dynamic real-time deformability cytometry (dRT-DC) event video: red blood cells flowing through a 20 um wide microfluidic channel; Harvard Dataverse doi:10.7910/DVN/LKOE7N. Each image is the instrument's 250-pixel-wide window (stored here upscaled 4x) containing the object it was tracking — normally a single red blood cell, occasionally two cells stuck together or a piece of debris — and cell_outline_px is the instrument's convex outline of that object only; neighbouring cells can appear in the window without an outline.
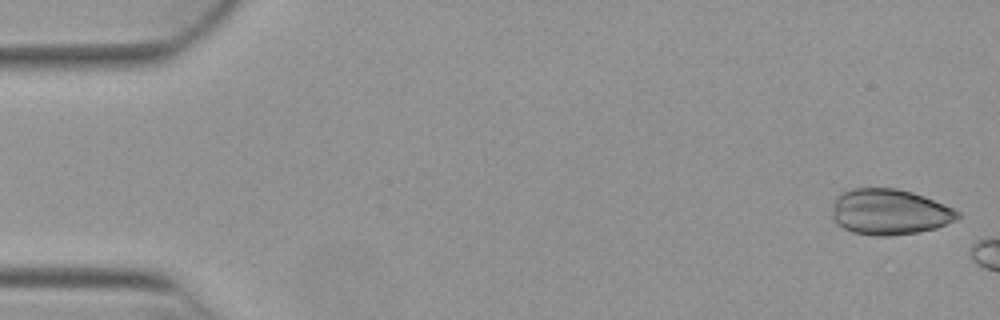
{"species": "Egyptian fruit bat (a non-hibernating species)", "species_latin": "Rousettus aegyptiacus", "temperature_condition": "warm", "stored_images_in_passage": 6, "camera_frame_rate_fps": 3000, "um_per_image_px": 0.085, "animal": {"sex": "female"}, "frame": {"image": 1, "passage_image": 1, "time_ms": 0.0, "image_size_px": [1000, 320], "cell_outline_px": [[960, 216], [956, 220], [936, 228], [916, 232], [892, 236], [872, 236], [852, 232], [836, 224], [832, 220], [832, 204], [836, 196], [840, 192], [852, 188], [896, 188], [912, 192], [924, 196], [956, 208], [960, 212]], "centroid_in_image_um": [75.59, 18.01], "position_along_channel_um": 9.4, "area_um2": 33.99}}